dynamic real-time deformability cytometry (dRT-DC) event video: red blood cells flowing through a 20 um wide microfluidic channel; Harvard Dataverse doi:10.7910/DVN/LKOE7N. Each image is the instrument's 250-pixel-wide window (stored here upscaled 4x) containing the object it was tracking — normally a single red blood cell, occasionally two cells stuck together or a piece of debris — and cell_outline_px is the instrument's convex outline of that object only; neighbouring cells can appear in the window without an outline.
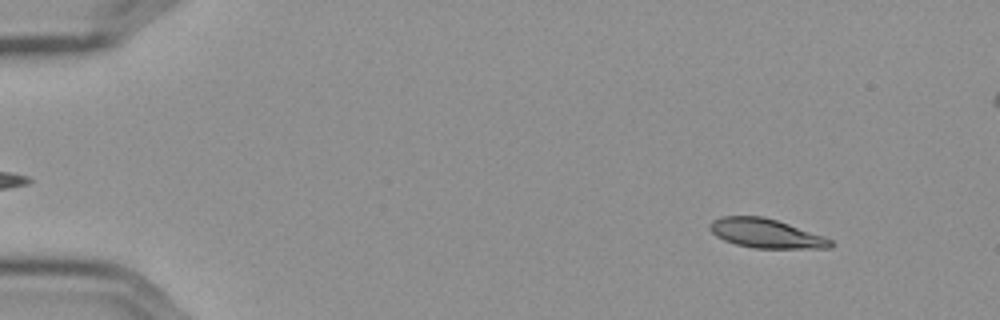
{"species": "Egyptian fruit bat (a non-hibernating species)", "species_latin": "Rousettus aegyptiacus", "temperature_condition": "cold", "stored_images_in_passage": 57, "camera_frame_rate_fps": 3000, "um_per_image_px": 0.085, "frame": {"image": 1, "passage_image": 5, "time_ms": 1.333, "image_size_px": [1000, 320], "cell_outline_px": [[832, 248], [752, 248], [736, 244], [724, 240], [716, 236], [708, 228], [708, 224], [712, 220], [720, 216], [764, 216], [824, 236], [832, 240]], "centroid_in_image_um": [65.06, 19.83], "position_along_channel_um": 19.9, "area_um2": 20.52}}
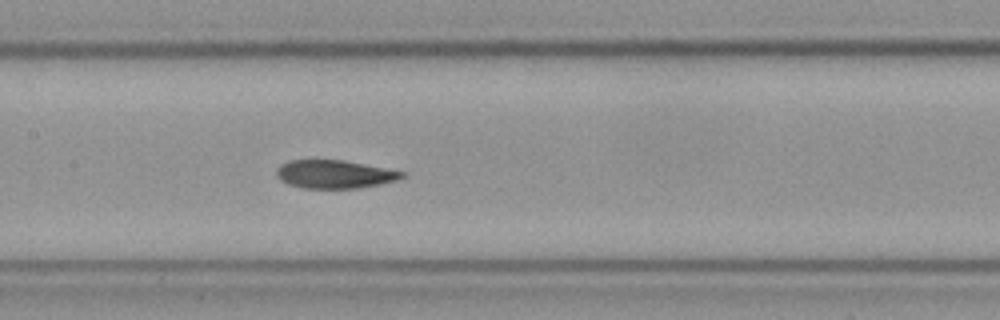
{"frame": {"image": 2, "passage_image": 27, "time_ms": 8.667, "image_size_px": [1000, 320], "cell_outline_px": [[404, 176], [396, 180], [380, 184], [356, 188], [304, 188], [288, 184], [280, 180], [276, 172], [276, 168], [280, 164], [288, 160], [344, 160], [404, 172]], "centroid_in_image_um": [28.38, 14.8], "position_along_channel_um": 179.0, "area_um2": 20.46}}
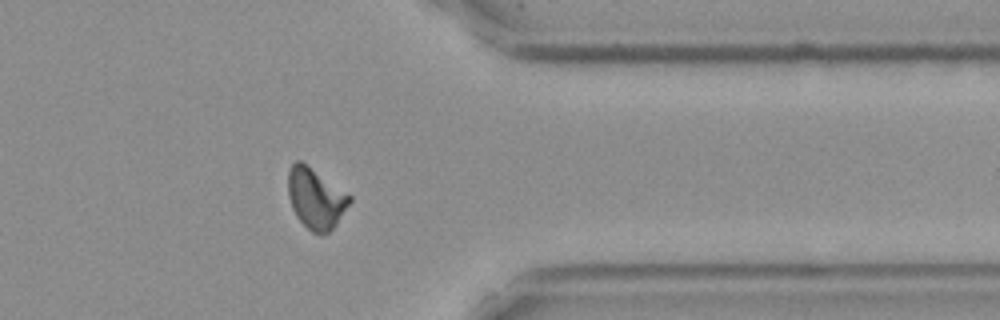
{"frame": {"image": 3, "passage_image": 45, "time_ms": 14.667, "image_size_px": [1000, 320], "cell_outline_px": [[352, 200], [336, 224], [328, 232], [320, 236], [312, 232], [296, 216], [292, 208], [288, 192], [288, 172], [292, 164], [296, 160], [300, 160], [352, 196]], "centroid_in_image_um": [26.83, 16.87], "position_along_channel_um": 384.6, "area_um2": 21.5}, "authors_computed_cell_mechanics": {"area_um2": 20.9236, "velocity_mm_per_s": 3.5841, "shape_relaxation_time_tau1_ms": 4.9231, "shape_relaxation_time_tau2_ms": 1.7929, "deformation_change_tau1": 0.172, "deformation_change_tau2": 0.0749}}